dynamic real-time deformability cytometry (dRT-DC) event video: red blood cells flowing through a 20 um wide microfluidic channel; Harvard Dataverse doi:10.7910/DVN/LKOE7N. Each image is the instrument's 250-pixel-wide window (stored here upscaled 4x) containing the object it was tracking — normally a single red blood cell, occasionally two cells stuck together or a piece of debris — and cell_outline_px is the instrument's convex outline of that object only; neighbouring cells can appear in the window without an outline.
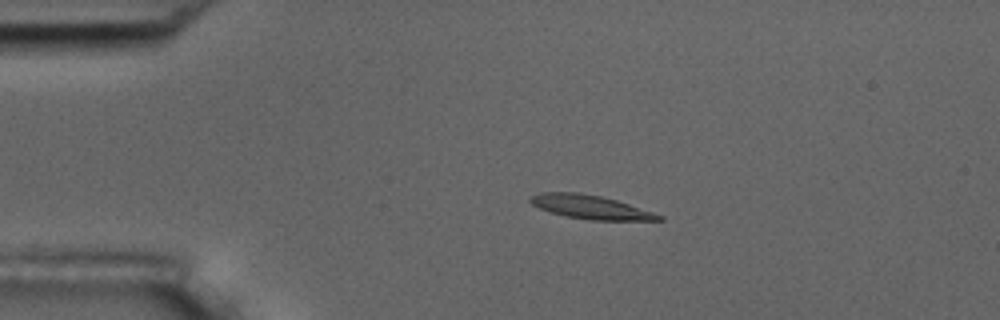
{"species": "common noctule bat (a hibernating species)", "species_latin": "Nyctalus noctula", "temperature_condition": "room temperature", "stored_images_in_passage": 5, "camera_frame_rate_fps": 3000, "um_per_image_px": 0.085, "animal": {"sex": "male", "body_mass_g": 17.5, "forearm_length_mm": 52.3}, "frame": {"image": 1, "passage_image": 4, "time_ms": 1.0, "image_size_px": [1000, 320], "cell_outline_px": [[664, 220], [588, 220], [568, 216], [552, 212], [540, 208], [532, 204], [528, 200], [532, 196], [540, 192], [580, 192], [600, 196], [616, 200], [664, 216]], "centroid_in_image_um": [50.19, 17.59], "position_along_channel_um": 34.8, "area_um2": 17.51}}